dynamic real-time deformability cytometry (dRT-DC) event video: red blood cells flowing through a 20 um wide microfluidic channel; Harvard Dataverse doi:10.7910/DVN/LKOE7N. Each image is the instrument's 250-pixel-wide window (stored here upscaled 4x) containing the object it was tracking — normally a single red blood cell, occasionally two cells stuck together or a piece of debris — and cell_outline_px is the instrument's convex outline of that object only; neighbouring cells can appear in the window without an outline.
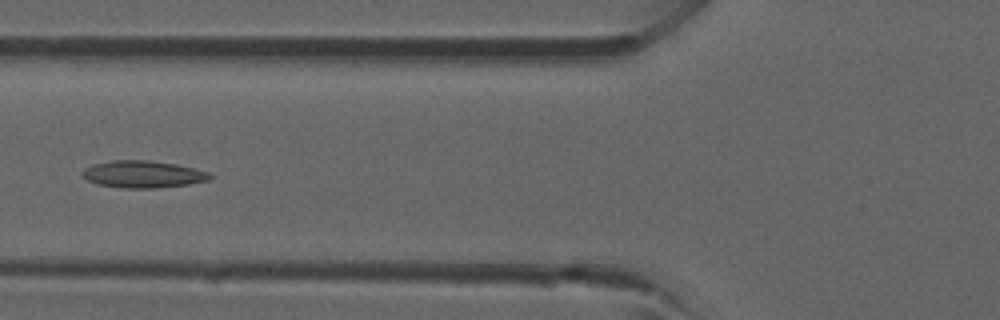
{"species": "common noctule bat (a hibernating species)", "species_latin": "Nyctalus noctula", "temperature_condition": "room temperature", "stored_images_in_passage": 31, "camera_frame_rate_fps": 3000, "um_per_image_px": 0.085, "animal": {"sex": "male", "forearm_length_mm": 52.5}, "frame": {"image": 1, "passage_image": 5, "time_ms": 1.333, "image_size_px": [1000, 320], "cell_outline_px": [[212, 176], [208, 180], [188, 184], [156, 188], [124, 188], [96, 184], [88, 180], [80, 172], [84, 168], [92, 164], [112, 160], [144, 160], [176, 164], [208, 172]], "centroid_in_image_um": [12.1, 14.81], "position_along_channel_um": 113.7, "area_um2": 20.0}}
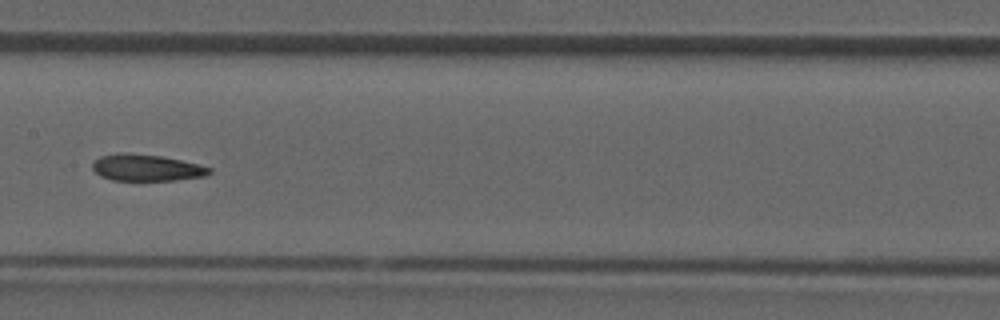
{"frame": {"image": 2, "passage_image": 10, "time_ms": 3.0, "image_size_px": [1000, 320], "cell_outline_px": [[212, 172], [204, 176], [176, 180], [112, 180], [100, 176], [92, 168], [92, 164], [100, 156], [120, 152], [128, 152], [160, 156], [200, 164], [212, 168]], "centroid_in_image_um": [12.45, 14.25], "position_along_channel_um": 194.9, "area_um2": 18.15}}